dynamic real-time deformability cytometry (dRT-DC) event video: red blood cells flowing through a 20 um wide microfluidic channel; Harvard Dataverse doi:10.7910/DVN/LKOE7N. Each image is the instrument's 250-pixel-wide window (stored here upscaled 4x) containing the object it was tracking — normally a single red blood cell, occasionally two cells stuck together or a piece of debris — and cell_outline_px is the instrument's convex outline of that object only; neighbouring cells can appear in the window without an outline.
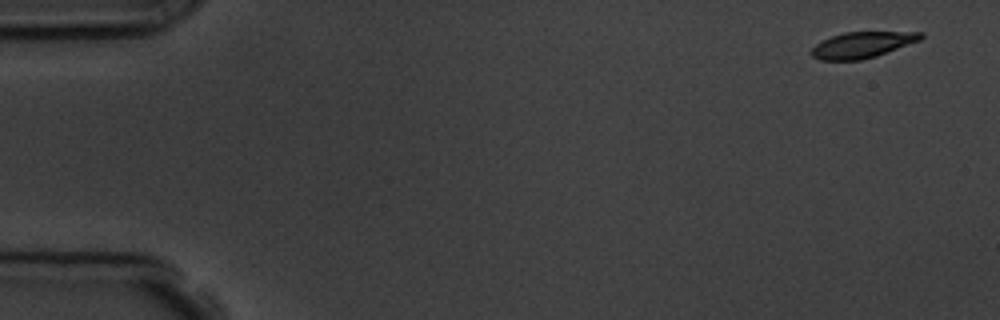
{"species": "common noctule bat (a hibernating species)", "species_latin": "Nyctalus noctula", "temperature_condition": "room temperature", "stored_images_in_passage": 6, "camera_frame_rate_fps": 3000, "um_per_image_px": 0.085, "animal": {"sex": "male", "body_mass_g": 19.5, "forearm_length_mm": 54.6}, "frame": {"image": 1, "passage_image": 1, "time_ms": 0.0, "image_size_px": [1000, 320], "cell_outline_px": [[924, 36], [920, 40], [876, 56], [860, 60], [820, 60], [812, 56], [812, 48], [816, 44], [832, 36], [844, 32], [924, 32]], "centroid_in_image_um": [73.3, 3.81], "position_along_channel_um": 11.7, "area_um2": 16.36}}
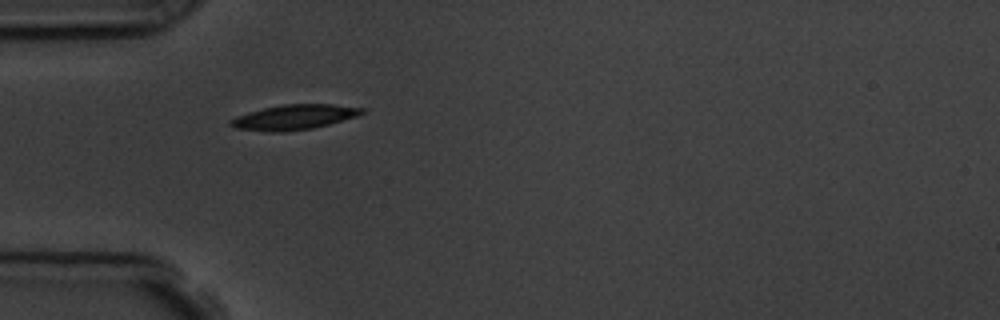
{"frame": {"image": 2, "passage_image": 5, "time_ms": 4.667, "image_size_px": [1000, 320], "cell_outline_px": [[364, 112], [356, 116], [328, 124], [312, 128], [284, 132], [268, 132], [236, 128], [228, 124], [228, 120], [236, 116], [248, 112], [264, 108], [284, 104], [332, 104], [364, 108]], "centroid_in_image_um": [24.94, 9.96], "position_along_channel_um": 60.1, "area_um2": 19.02}}